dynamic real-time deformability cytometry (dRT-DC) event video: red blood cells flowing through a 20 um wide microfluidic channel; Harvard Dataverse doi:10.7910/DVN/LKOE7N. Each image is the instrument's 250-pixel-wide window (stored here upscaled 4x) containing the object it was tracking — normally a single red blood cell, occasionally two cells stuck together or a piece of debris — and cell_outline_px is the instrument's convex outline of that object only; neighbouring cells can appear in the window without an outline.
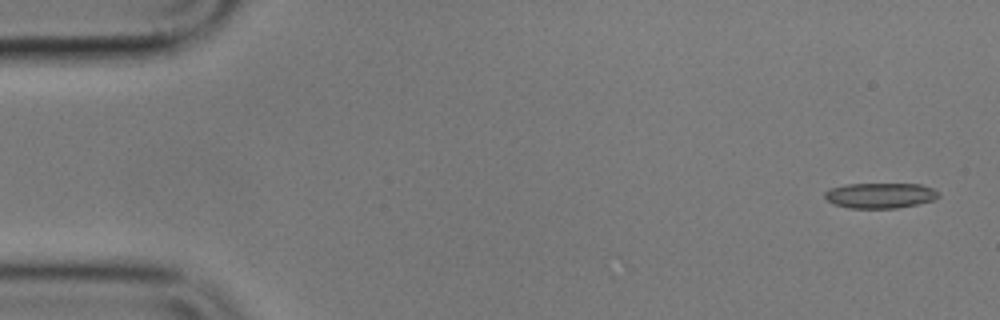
{"species": "common noctule bat (a hibernating species)", "species_latin": "Nyctalus noctula", "temperature_condition": "cold", "stored_images_in_passage": 9, "camera_frame_rate_fps": 3000, "um_per_image_px": 0.085, "animal": {"sex": "male", "body_mass_g": 17.9}, "frame": {"image": 1, "passage_image": 1, "time_ms": 0.0, "image_size_px": [1000, 320], "cell_outline_px": [[940, 196], [932, 200], [916, 204], [896, 208], [848, 208], [832, 204], [824, 196], [824, 192], [828, 188], [844, 184], [920, 184], [932, 188], [940, 192]], "centroid_in_image_um": [74.77, 16.61], "position_along_channel_um": 10.2, "area_um2": 16.94}}
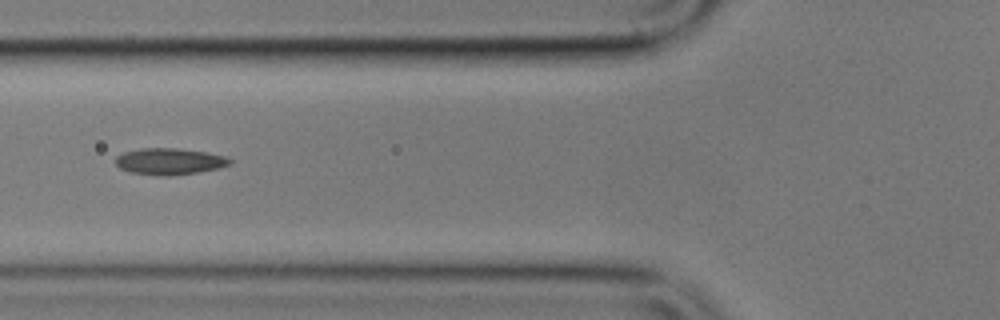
{"frame": {"image": 2, "passage_image": 8, "time_ms": 8.333, "image_size_px": [1000, 320], "cell_outline_px": [[232, 164], [220, 168], [196, 172], [168, 176], [160, 176], [128, 172], [120, 168], [116, 164], [116, 156], [124, 152], [140, 148], [176, 148], [208, 152], [228, 156], [232, 160]], "centroid_in_image_um": [14.44, 13.71], "position_along_channel_um": 111.4, "area_um2": 17.86}}
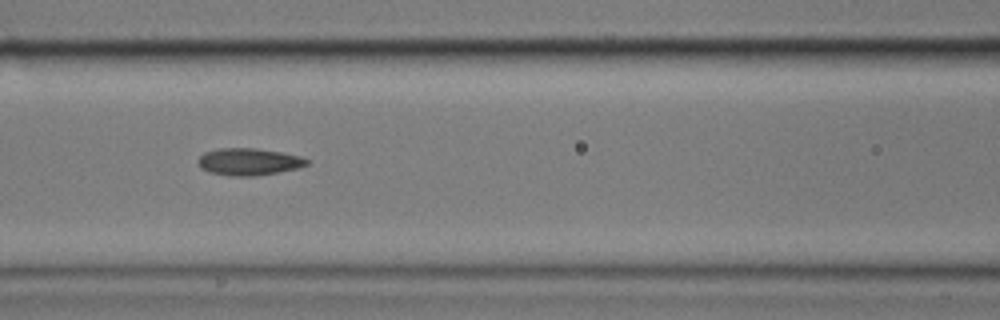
{"frame": {"image": 3, "passage_image": 9, "time_ms": 9.333, "image_size_px": [1000, 320], "cell_outline_px": [[308, 164], [300, 168], [256, 176], [228, 176], [208, 172], [200, 168], [196, 160], [204, 152], [220, 148], [256, 148], [284, 152], [300, 156], [308, 160]], "centroid_in_image_um": [21.13, 13.75], "position_along_channel_um": 145.5, "area_um2": 17.46}}